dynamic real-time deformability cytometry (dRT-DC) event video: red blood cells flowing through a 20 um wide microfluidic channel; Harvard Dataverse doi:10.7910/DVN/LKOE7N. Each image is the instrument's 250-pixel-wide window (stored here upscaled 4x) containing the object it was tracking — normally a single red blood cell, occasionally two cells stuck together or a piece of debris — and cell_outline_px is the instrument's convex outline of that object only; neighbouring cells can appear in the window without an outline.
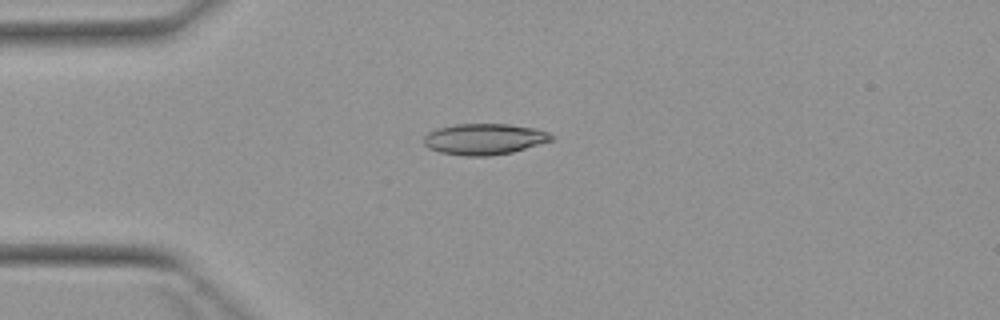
{"species": "Egyptian fruit bat (a non-hibernating species)", "species_latin": "Rousettus aegyptiacus", "temperature_condition": "warm", "stored_images_in_passage": 5, "camera_frame_rate_fps": 3000, "um_per_image_px": 0.085, "animal": {"sex": "female"}, "frame": {"image": 1, "passage_image": 5, "time_ms": 4.667, "image_size_px": [1000, 320], "cell_outline_px": [[556, 136], [552, 140], [512, 152], [488, 156], [464, 156], [440, 152], [428, 148], [424, 144], [424, 136], [428, 132], [436, 128], [456, 124], [508, 124], [536, 128], [548, 132]], "centroid_in_image_um": [41.16, 11.82], "position_along_channel_um": 43.8, "area_um2": 23.18}}